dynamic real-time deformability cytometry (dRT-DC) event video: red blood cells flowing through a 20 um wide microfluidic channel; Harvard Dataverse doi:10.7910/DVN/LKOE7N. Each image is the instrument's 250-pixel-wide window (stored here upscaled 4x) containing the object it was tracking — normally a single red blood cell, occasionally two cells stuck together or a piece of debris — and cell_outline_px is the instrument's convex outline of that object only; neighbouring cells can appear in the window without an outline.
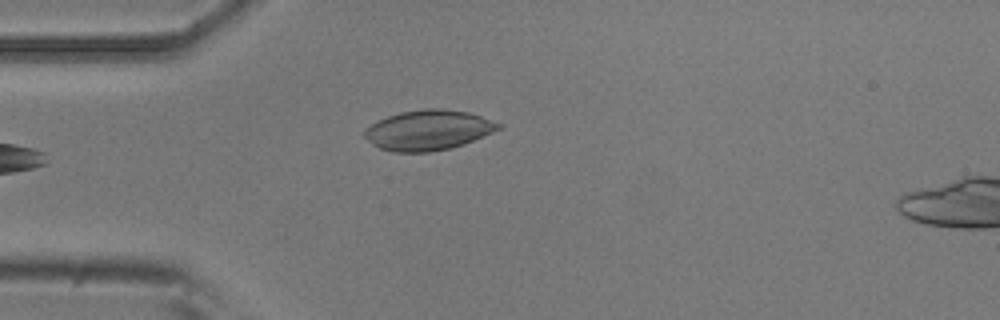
{"species": "common noctule bat (a hibernating species)", "species_latin": "Nyctalus noctula", "temperature_condition": "room temperature", "stored_images_in_passage": 5, "camera_frame_rate_fps": 3000, "um_per_image_px": 0.085, "animal": {"sex": "male", "body_mass_g": 20.5, "forearm_length_mm": 52.5}, "frame": {"image": 1, "passage_image": 5, "time_ms": 4.667, "image_size_px": [1000, 320], "cell_outline_px": [[504, 128], [464, 144], [452, 148], [428, 152], [392, 152], [380, 148], [372, 144], [360, 136], [364, 128], [376, 120], [400, 112], [424, 108], [440, 108], [468, 112], [504, 124]], "centroid_in_image_um": [36.37, 11.06], "position_along_channel_um": 48.6, "area_um2": 31.91}}